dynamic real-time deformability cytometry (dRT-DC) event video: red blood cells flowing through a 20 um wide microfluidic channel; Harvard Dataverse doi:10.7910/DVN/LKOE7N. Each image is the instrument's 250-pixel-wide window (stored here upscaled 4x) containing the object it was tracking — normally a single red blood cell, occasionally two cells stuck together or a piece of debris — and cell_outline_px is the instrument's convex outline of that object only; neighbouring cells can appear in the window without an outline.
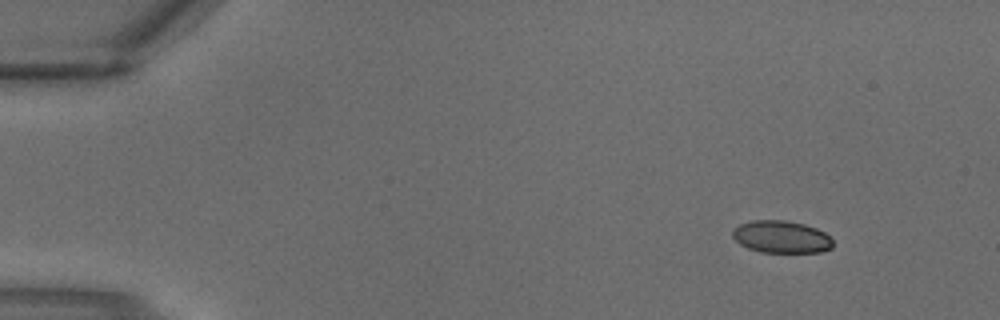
{"species": "common noctule bat (a hibernating species)", "species_latin": "Nyctalus noctula", "temperature_condition": "warm", "stored_images_in_passage": 2, "camera_frame_rate_fps": 3000, "um_per_image_px": 0.085, "animal": {"sex": "male", "body_mass_g": 18.8}, "frame": {"image": 1, "passage_image": 2, "time_ms": 0.333, "image_size_px": [1000, 320], "cell_outline_px": [[832, 248], [820, 252], [760, 252], [748, 248], [740, 244], [732, 236], [732, 232], [740, 224], [752, 220], [784, 220], [804, 224], [816, 228], [824, 232], [832, 240]], "centroid_in_image_um": [66.41, 20.13], "position_along_channel_um": 18.6, "area_um2": 18.79}}